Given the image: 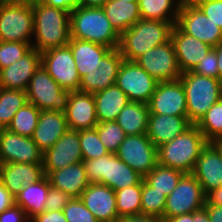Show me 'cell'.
<instances>
[{"mask_svg": "<svg viewBox=\"0 0 222 222\" xmlns=\"http://www.w3.org/2000/svg\"><path fill=\"white\" fill-rule=\"evenodd\" d=\"M34 15V34L31 46L38 52L68 45L71 39L70 12L47 6L44 3H32Z\"/></svg>", "mask_w": 222, "mask_h": 222, "instance_id": "1", "label": "cell"}, {"mask_svg": "<svg viewBox=\"0 0 222 222\" xmlns=\"http://www.w3.org/2000/svg\"><path fill=\"white\" fill-rule=\"evenodd\" d=\"M71 38L90 41L111 49L118 48L120 34L102 7L77 6L70 12Z\"/></svg>", "mask_w": 222, "mask_h": 222, "instance_id": "2", "label": "cell"}, {"mask_svg": "<svg viewBox=\"0 0 222 222\" xmlns=\"http://www.w3.org/2000/svg\"><path fill=\"white\" fill-rule=\"evenodd\" d=\"M176 21L140 19L120 35L118 49L125 60L136 61L145 52L170 39Z\"/></svg>", "mask_w": 222, "mask_h": 222, "instance_id": "3", "label": "cell"}, {"mask_svg": "<svg viewBox=\"0 0 222 222\" xmlns=\"http://www.w3.org/2000/svg\"><path fill=\"white\" fill-rule=\"evenodd\" d=\"M208 141L196 125L173 140L157 147L158 164L192 173L197 159Z\"/></svg>", "mask_w": 222, "mask_h": 222, "instance_id": "4", "label": "cell"}, {"mask_svg": "<svg viewBox=\"0 0 222 222\" xmlns=\"http://www.w3.org/2000/svg\"><path fill=\"white\" fill-rule=\"evenodd\" d=\"M187 103V118L196 125L205 113L222 98V82L219 79L196 74L181 73Z\"/></svg>", "mask_w": 222, "mask_h": 222, "instance_id": "5", "label": "cell"}, {"mask_svg": "<svg viewBox=\"0 0 222 222\" xmlns=\"http://www.w3.org/2000/svg\"><path fill=\"white\" fill-rule=\"evenodd\" d=\"M82 162L89 183H100L114 191L140 184L144 179L114 153Z\"/></svg>", "mask_w": 222, "mask_h": 222, "instance_id": "6", "label": "cell"}, {"mask_svg": "<svg viewBox=\"0 0 222 222\" xmlns=\"http://www.w3.org/2000/svg\"><path fill=\"white\" fill-rule=\"evenodd\" d=\"M34 15L31 3L0 2V41L32 44Z\"/></svg>", "mask_w": 222, "mask_h": 222, "instance_id": "7", "label": "cell"}, {"mask_svg": "<svg viewBox=\"0 0 222 222\" xmlns=\"http://www.w3.org/2000/svg\"><path fill=\"white\" fill-rule=\"evenodd\" d=\"M70 92L64 90L42 65L34 72L26 89L28 102L39 110L63 113L67 108Z\"/></svg>", "mask_w": 222, "mask_h": 222, "instance_id": "8", "label": "cell"}, {"mask_svg": "<svg viewBox=\"0 0 222 222\" xmlns=\"http://www.w3.org/2000/svg\"><path fill=\"white\" fill-rule=\"evenodd\" d=\"M206 203V195L202 186L192 173H185L176 188L166 197L163 218L193 213L202 209Z\"/></svg>", "mask_w": 222, "mask_h": 222, "instance_id": "9", "label": "cell"}, {"mask_svg": "<svg viewBox=\"0 0 222 222\" xmlns=\"http://www.w3.org/2000/svg\"><path fill=\"white\" fill-rule=\"evenodd\" d=\"M176 25L186 34L210 45L217 46L222 42V29L193 2L181 3Z\"/></svg>", "mask_w": 222, "mask_h": 222, "instance_id": "10", "label": "cell"}, {"mask_svg": "<svg viewBox=\"0 0 222 222\" xmlns=\"http://www.w3.org/2000/svg\"><path fill=\"white\" fill-rule=\"evenodd\" d=\"M41 65L64 90H79L81 78L69 45L43 51Z\"/></svg>", "mask_w": 222, "mask_h": 222, "instance_id": "11", "label": "cell"}, {"mask_svg": "<svg viewBox=\"0 0 222 222\" xmlns=\"http://www.w3.org/2000/svg\"><path fill=\"white\" fill-rule=\"evenodd\" d=\"M115 154L143 177L158 164L157 147L146 134L127 135Z\"/></svg>", "mask_w": 222, "mask_h": 222, "instance_id": "12", "label": "cell"}, {"mask_svg": "<svg viewBox=\"0 0 222 222\" xmlns=\"http://www.w3.org/2000/svg\"><path fill=\"white\" fill-rule=\"evenodd\" d=\"M115 84L128 96L130 102L148 104L158 81L135 61L124 59Z\"/></svg>", "mask_w": 222, "mask_h": 222, "instance_id": "13", "label": "cell"}, {"mask_svg": "<svg viewBox=\"0 0 222 222\" xmlns=\"http://www.w3.org/2000/svg\"><path fill=\"white\" fill-rule=\"evenodd\" d=\"M135 62L158 82L177 80L181 76L171 39L151 48Z\"/></svg>", "mask_w": 222, "mask_h": 222, "instance_id": "14", "label": "cell"}, {"mask_svg": "<svg viewBox=\"0 0 222 222\" xmlns=\"http://www.w3.org/2000/svg\"><path fill=\"white\" fill-rule=\"evenodd\" d=\"M0 161L6 163H42L43 151L30 137L0 129Z\"/></svg>", "mask_w": 222, "mask_h": 222, "instance_id": "15", "label": "cell"}, {"mask_svg": "<svg viewBox=\"0 0 222 222\" xmlns=\"http://www.w3.org/2000/svg\"><path fill=\"white\" fill-rule=\"evenodd\" d=\"M148 107L150 114L187 117L186 93L181 80L158 82Z\"/></svg>", "mask_w": 222, "mask_h": 222, "instance_id": "16", "label": "cell"}, {"mask_svg": "<svg viewBox=\"0 0 222 222\" xmlns=\"http://www.w3.org/2000/svg\"><path fill=\"white\" fill-rule=\"evenodd\" d=\"M79 131L68 129L58 141L43 152V170L52 172L82 162Z\"/></svg>", "mask_w": 222, "mask_h": 222, "instance_id": "17", "label": "cell"}, {"mask_svg": "<svg viewBox=\"0 0 222 222\" xmlns=\"http://www.w3.org/2000/svg\"><path fill=\"white\" fill-rule=\"evenodd\" d=\"M170 39L174 45L181 73L192 71L213 48L194 36L184 33L176 24L172 27Z\"/></svg>", "mask_w": 222, "mask_h": 222, "instance_id": "18", "label": "cell"}, {"mask_svg": "<svg viewBox=\"0 0 222 222\" xmlns=\"http://www.w3.org/2000/svg\"><path fill=\"white\" fill-rule=\"evenodd\" d=\"M123 60L118 48L111 49L102 58L96 70L81 78L79 91L94 94L114 85Z\"/></svg>", "mask_w": 222, "mask_h": 222, "instance_id": "19", "label": "cell"}, {"mask_svg": "<svg viewBox=\"0 0 222 222\" xmlns=\"http://www.w3.org/2000/svg\"><path fill=\"white\" fill-rule=\"evenodd\" d=\"M80 199L99 222H120L115 191L100 183H90Z\"/></svg>", "mask_w": 222, "mask_h": 222, "instance_id": "20", "label": "cell"}, {"mask_svg": "<svg viewBox=\"0 0 222 222\" xmlns=\"http://www.w3.org/2000/svg\"><path fill=\"white\" fill-rule=\"evenodd\" d=\"M41 65V52L33 47L10 66L0 69V87L26 91L34 72Z\"/></svg>", "mask_w": 222, "mask_h": 222, "instance_id": "21", "label": "cell"}, {"mask_svg": "<svg viewBox=\"0 0 222 222\" xmlns=\"http://www.w3.org/2000/svg\"><path fill=\"white\" fill-rule=\"evenodd\" d=\"M68 127L71 130L95 128L98 124L93 94L72 91L64 112Z\"/></svg>", "mask_w": 222, "mask_h": 222, "instance_id": "22", "label": "cell"}, {"mask_svg": "<svg viewBox=\"0 0 222 222\" xmlns=\"http://www.w3.org/2000/svg\"><path fill=\"white\" fill-rule=\"evenodd\" d=\"M192 174L202 186L205 195L222 186V157L211 142L203 148Z\"/></svg>", "mask_w": 222, "mask_h": 222, "instance_id": "23", "label": "cell"}, {"mask_svg": "<svg viewBox=\"0 0 222 222\" xmlns=\"http://www.w3.org/2000/svg\"><path fill=\"white\" fill-rule=\"evenodd\" d=\"M45 177L42 163H6L1 164L0 182L15 197L20 190Z\"/></svg>", "mask_w": 222, "mask_h": 222, "instance_id": "24", "label": "cell"}, {"mask_svg": "<svg viewBox=\"0 0 222 222\" xmlns=\"http://www.w3.org/2000/svg\"><path fill=\"white\" fill-rule=\"evenodd\" d=\"M68 129L63 112L40 110L37 126L31 138L44 152L51 148Z\"/></svg>", "mask_w": 222, "mask_h": 222, "instance_id": "25", "label": "cell"}, {"mask_svg": "<svg viewBox=\"0 0 222 222\" xmlns=\"http://www.w3.org/2000/svg\"><path fill=\"white\" fill-rule=\"evenodd\" d=\"M192 125L187 117L149 114L146 135L158 147L184 133Z\"/></svg>", "mask_w": 222, "mask_h": 222, "instance_id": "26", "label": "cell"}, {"mask_svg": "<svg viewBox=\"0 0 222 222\" xmlns=\"http://www.w3.org/2000/svg\"><path fill=\"white\" fill-rule=\"evenodd\" d=\"M44 173L49 180L50 186L65 192L71 198H80L82 192L90 184L87 180L83 162Z\"/></svg>", "mask_w": 222, "mask_h": 222, "instance_id": "27", "label": "cell"}, {"mask_svg": "<svg viewBox=\"0 0 222 222\" xmlns=\"http://www.w3.org/2000/svg\"><path fill=\"white\" fill-rule=\"evenodd\" d=\"M68 45L72 51L80 78L96 70L102 58L111 50L104 45L75 38H71Z\"/></svg>", "mask_w": 222, "mask_h": 222, "instance_id": "28", "label": "cell"}, {"mask_svg": "<svg viewBox=\"0 0 222 222\" xmlns=\"http://www.w3.org/2000/svg\"><path fill=\"white\" fill-rule=\"evenodd\" d=\"M98 123L115 121L130 102L128 96L116 85L93 94Z\"/></svg>", "mask_w": 222, "mask_h": 222, "instance_id": "29", "label": "cell"}, {"mask_svg": "<svg viewBox=\"0 0 222 222\" xmlns=\"http://www.w3.org/2000/svg\"><path fill=\"white\" fill-rule=\"evenodd\" d=\"M50 190V183L45 176L38 182L24 186L15 196V204L25 210L32 219L37 214L45 211V202Z\"/></svg>", "mask_w": 222, "mask_h": 222, "instance_id": "30", "label": "cell"}, {"mask_svg": "<svg viewBox=\"0 0 222 222\" xmlns=\"http://www.w3.org/2000/svg\"><path fill=\"white\" fill-rule=\"evenodd\" d=\"M102 9L120 35L141 19L138 2L107 0Z\"/></svg>", "mask_w": 222, "mask_h": 222, "instance_id": "31", "label": "cell"}, {"mask_svg": "<svg viewBox=\"0 0 222 222\" xmlns=\"http://www.w3.org/2000/svg\"><path fill=\"white\" fill-rule=\"evenodd\" d=\"M148 104L129 102L115 120L126 135L146 134L149 117Z\"/></svg>", "mask_w": 222, "mask_h": 222, "instance_id": "32", "label": "cell"}, {"mask_svg": "<svg viewBox=\"0 0 222 222\" xmlns=\"http://www.w3.org/2000/svg\"><path fill=\"white\" fill-rule=\"evenodd\" d=\"M141 19L177 21L179 0H138Z\"/></svg>", "mask_w": 222, "mask_h": 222, "instance_id": "33", "label": "cell"}, {"mask_svg": "<svg viewBox=\"0 0 222 222\" xmlns=\"http://www.w3.org/2000/svg\"><path fill=\"white\" fill-rule=\"evenodd\" d=\"M27 103L26 91L0 87V129H7L16 112Z\"/></svg>", "mask_w": 222, "mask_h": 222, "instance_id": "34", "label": "cell"}, {"mask_svg": "<svg viewBox=\"0 0 222 222\" xmlns=\"http://www.w3.org/2000/svg\"><path fill=\"white\" fill-rule=\"evenodd\" d=\"M185 173L157 164L155 168L148 173L144 180L156 191L168 196L177 186L179 180Z\"/></svg>", "mask_w": 222, "mask_h": 222, "instance_id": "35", "label": "cell"}, {"mask_svg": "<svg viewBox=\"0 0 222 222\" xmlns=\"http://www.w3.org/2000/svg\"><path fill=\"white\" fill-rule=\"evenodd\" d=\"M39 115L40 110L28 102L16 112L7 129L31 138L37 126Z\"/></svg>", "mask_w": 222, "mask_h": 222, "instance_id": "36", "label": "cell"}, {"mask_svg": "<svg viewBox=\"0 0 222 222\" xmlns=\"http://www.w3.org/2000/svg\"><path fill=\"white\" fill-rule=\"evenodd\" d=\"M142 182L115 191L117 214L120 219L141 213Z\"/></svg>", "mask_w": 222, "mask_h": 222, "instance_id": "37", "label": "cell"}, {"mask_svg": "<svg viewBox=\"0 0 222 222\" xmlns=\"http://www.w3.org/2000/svg\"><path fill=\"white\" fill-rule=\"evenodd\" d=\"M208 142L222 138V98L196 124Z\"/></svg>", "mask_w": 222, "mask_h": 222, "instance_id": "38", "label": "cell"}, {"mask_svg": "<svg viewBox=\"0 0 222 222\" xmlns=\"http://www.w3.org/2000/svg\"><path fill=\"white\" fill-rule=\"evenodd\" d=\"M166 195L156 191L144 179L142 181L141 213L151 216H164Z\"/></svg>", "mask_w": 222, "mask_h": 222, "instance_id": "39", "label": "cell"}, {"mask_svg": "<svg viewBox=\"0 0 222 222\" xmlns=\"http://www.w3.org/2000/svg\"><path fill=\"white\" fill-rule=\"evenodd\" d=\"M95 128L99 139L109 153L115 154L127 136L116 121L98 123Z\"/></svg>", "mask_w": 222, "mask_h": 222, "instance_id": "40", "label": "cell"}, {"mask_svg": "<svg viewBox=\"0 0 222 222\" xmlns=\"http://www.w3.org/2000/svg\"><path fill=\"white\" fill-rule=\"evenodd\" d=\"M79 141L83 160L96 159L109 153L99 139L96 128L80 130Z\"/></svg>", "mask_w": 222, "mask_h": 222, "instance_id": "41", "label": "cell"}, {"mask_svg": "<svg viewBox=\"0 0 222 222\" xmlns=\"http://www.w3.org/2000/svg\"><path fill=\"white\" fill-rule=\"evenodd\" d=\"M32 46L17 41H0V69L6 68L25 55Z\"/></svg>", "mask_w": 222, "mask_h": 222, "instance_id": "42", "label": "cell"}, {"mask_svg": "<svg viewBox=\"0 0 222 222\" xmlns=\"http://www.w3.org/2000/svg\"><path fill=\"white\" fill-rule=\"evenodd\" d=\"M63 212L67 222H99L80 198H71Z\"/></svg>", "mask_w": 222, "mask_h": 222, "instance_id": "43", "label": "cell"}, {"mask_svg": "<svg viewBox=\"0 0 222 222\" xmlns=\"http://www.w3.org/2000/svg\"><path fill=\"white\" fill-rule=\"evenodd\" d=\"M209 17L214 24L222 29V0H192Z\"/></svg>", "mask_w": 222, "mask_h": 222, "instance_id": "44", "label": "cell"}, {"mask_svg": "<svg viewBox=\"0 0 222 222\" xmlns=\"http://www.w3.org/2000/svg\"><path fill=\"white\" fill-rule=\"evenodd\" d=\"M217 60H218V58H217L216 52L212 48L205 55V57L201 60V62L195 66V68L192 70V72L199 74V75L219 79Z\"/></svg>", "mask_w": 222, "mask_h": 222, "instance_id": "45", "label": "cell"}, {"mask_svg": "<svg viewBox=\"0 0 222 222\" xmlns=\"http://www.w3.org/2000/svg\"><path fill=\"white\" fill-rule=\"evenodd\" d=\"M70 200L71 197L65 192L50 186L45 202V211H63Z\"/></svg>", "mask_w": 222, "mask_h": 222, "instance_id": "46", "label": "cell"}, {"mask_svg": "<svg viewBox=\"0 0 222 222\" xmlns=\"http://www.w3.org/2000/svg\"><path fill=\"white\" fill-rule=\"evenodd\" d=\"M0 222H31V219L23 208L14 204L0 214Z\"/></svg>", "mask_w": 222, "mask_h": 222, "instance_id": "47", "label": "cell"}, {"mask_svg": "<svg viewBox=\"0 0 222 222\" xmlns=\"http://www.w3.org/2000/svg\"><path fill=\"white\" fill-rule=\"evenodd\" d=\"M31 222H67L63 211H44L31 219Z\"/></svg>", "mask_w": 222, "mask_h": 222, "instance_id": "48", "label": "cell"}, {"mask_svg": "<svg viewBox=\"0 0 222 222\" xmlns=\"http://www.w3.org/2000/svg\"><path fill=\"white\" fill-rule=\"evenodd\" d=\"M15 204V197L0 182V214Z\"/></svg>", "mask_w": 222, "mask_h": 222, "instance_id": "49", "label": "cell"}, {"mask_svg": "<svg viewBox=\"0 0 222 222\" xmlns=\"http://www.w3.org/2000/svg\"><path fill=\"white\" fill-rule=\"evenodd\" d=\"M41 2L47 6L59 8L69 12L78 6V0H42Z\"/></svg>", "mask_w": 222, "mask_h": 222, "instance_id": "50", "label": "cell"}, {"mask_svg": "<svg viewBox=\"0 0 222 222\" xmlns=\"http://www.w3.org/2000/svg\"><path fill=\"white\" fill-rule=\"evenodd\" d=\"M120 222H166V220L162 217L139 213L123 217Z\"/></svg>", "mask_w": 222, "mask_h": 222, "instance_id": "51", "label": "cell"}, {"mask_svg": "<svg viewBox=\"0 0 222 222\" xmlns=\"http://www.w3.org/2000/svg\"><path fill=\"white\" fill-rule=\"evenodd\" d=\"M205 206H222V186L212 190L206 195Z\"/></svg>", "mask_w": 222, "mask_h": 222, "instance_id": "52", "label": "cell"}, {"mask_svg": "<svg viewBox=\"0 0 222 222\" xmlns=\"http://www.w3.org/2000/svg\"><path fill=\"white\" fill-rule=\"evenodd\" d=\"M210 222H222V206H204Z\"/></svg>", "mask_w": 222, "mask_h": 222, "instance_id": "53", "label": "cell"}, {"mask_svg": "<svg viewBox=\"0 0 222 222\" xmlns=\"http://www.w3.org/2000/svg\"><path fill=\"white\" fill-rule=\"evenodd\" d=\"M193 222H210L209 214L204 207L193 212Z\"/></svg>", "mask_w": 222, "mask_h": 222, "instance_id": "54", "label": "cell"}, {"mask_svg": "<svg viewBox=\"0 0 222 222\" xmlns=\"http://www.w3.org/2000/svg\"><path fill=\"white\" fill-rule=\"evenodd\" d=\"M217 55V66L219 71V80L222 82V42L213 47Z\"/></svg>", "mask_w": 222, "mask_h": 222, "instance_id": "55", "label": "cell"}, {"mask_svg": "<svg viewBox=\"0 0 222 222\" xmlns=\"http://www.w3.org/2000/svg\"><path fill=\"white\" fill-rule=\"evenodd\" d=\"M166 222H193V213H185L179 216L170 217Z\"/></svg>", "mask_w": 222, "mask_h": 222, "instance_id": "56", "label": "cell"}, {"mask_svg": "<svg viewBox=\"0 0 222 222\" xmlns=\"http://www.w3.org/2000/svg\"><path fill=\"white\" fill-rule=\"evenodd\" d=\"M107 0H78V6L102 7Z\"/></svg>", "mask_w": 222, "mask_h": 222, "instance_id": "57", "label": "cell"}, {"mask_svg": "<svg viewBox=\"0 0 222 222\" xmlns=\"http://www.w3.org/2000/svg\"><path fill=\"white\" fill-rule=\"evenodd\" d=\"M211 143L218 149L222 157V138L215 139Z\"/></svg>", "mask_w": 222, "mask_h": 222, "instance_id": "58", "label": "cell"}, {"mask_svg": "<svg viewBox=\"0 0 222 222\" xmlns=\"http://www.w3.org/2000/svg\"><path fill=\"white\" fill-rule=\"evenodd\" d=\"M8 1H11V2H21V3H35V2H40L42 0H8Z\"/></svg>", "mask_w": 222, "mask_h": 222, "instance_id": "59", "label": "cell"}, {"mask_svg": "<svg viewBox=\"0 0 222 222\" xmlns=\"http://www.w3.org/2000/svg\"><path fill=\"white\" fill-rule=\"evenodd\" d=\"M181 3H186V2H190L192 0H179Z\"/></svg>", "mask_w": 222, "mask_h": 222, "instance_id": "60", "label": "cell"}, {"mask_svg": "<svg viewBox=\"0 0 222 222\" xmlns=\"http://www.w3.org/2000/svg\"><path fill=\"white\" fill-rule=\"evenodd\" d=\"M123 1H126V2H138V0H123Z\"/></svg>", "mask_w": 222, "mask_h": 222, "instance_id": "61", "label": "cell"}]
</instances>
